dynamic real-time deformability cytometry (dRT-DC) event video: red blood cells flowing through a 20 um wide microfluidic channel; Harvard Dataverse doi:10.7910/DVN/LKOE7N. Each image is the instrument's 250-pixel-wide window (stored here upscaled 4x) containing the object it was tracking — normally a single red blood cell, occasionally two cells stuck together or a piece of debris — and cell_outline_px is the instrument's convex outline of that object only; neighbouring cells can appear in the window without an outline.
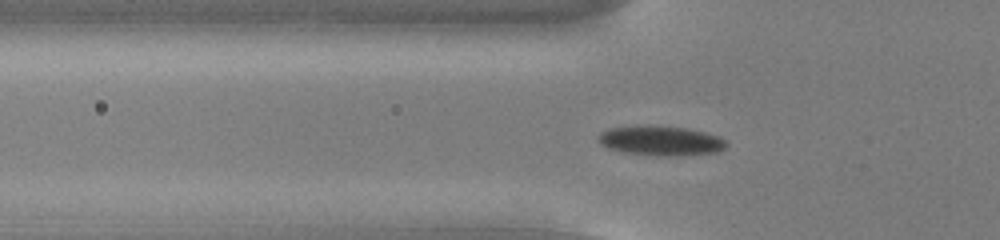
{"species": "common noctule bat (a hibernating species)", "species_latin": "Nyctalus noctula", "temperature_condition": "cold", "stored_images_in_passage": 54, "camera_frame_rate_fps": 3000, "um_per_image_px": 0.085, "animal": {"sex": "male", "body_mass_g": 13.0, "forearm_length_mm": 53.1}, "frame": {"image": 1, "passage_image": 18, "time_ms": 5.667, "image_size_px": [1000, 240], "cell_outline_px": [[728, 144], [724, 148], [716, 152], [684, 156], [656, 156], [620, 152], [608, 148], [600, 144], [600, 132], [612, 128], [684, 128], [704, 132], [716, 136], [724, 140]], "centroid_in_image_um": [56.2, 12.03], "position_along_channel_um": 69.6, "area_um2": 21.21}}
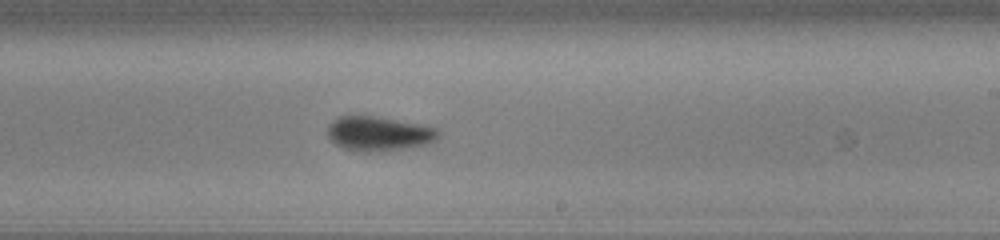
{"frame": {"image": 2, "passage_image": 33, "time_ms": 10.667, "image_size_px": [1000, 240], "cell_outline_px": [[440, 132], [436, 140], [428, 144], [380, 152], [352, 152], [340, 148], [328, 136], [328, 124], [332, 120], [340, 116], [372, 116], [420, 124], [436, 128]], "centroid_in_image_um": [32.16, 11.38], "position_along_channel_um": 256.8, "area_um2": 22.43}}
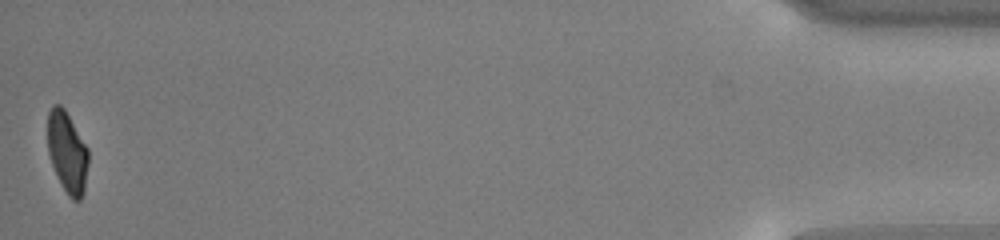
{"frame": {"image": 3, "passage_image": 54, "time_ms": 17.667, "image_size_px": [1000, 240], "cell_outline_px": [[88, 164], [84, 192], [80, 200], [72, 200], [68, 196], [52, 164], [48, 152], [48, 112], [52, 104], [60, 104], [64, 108], [88, 148]], "centroid_in_image_um": [5.72, 12.92], "position_along_channel_um": 429.5, "area_um2": 19.07}, "authors_computed_cell_mechanics": {"area_um2": 21.2993, "velocity_mm_per_s": 3.7639, "shape_relaxation_time_tau1_ms": 2.3739, "shape_relaxation_time_tau2_ms": null, "deformation_change_tau1": 0.1021, "deformation_change_tau2": null}}